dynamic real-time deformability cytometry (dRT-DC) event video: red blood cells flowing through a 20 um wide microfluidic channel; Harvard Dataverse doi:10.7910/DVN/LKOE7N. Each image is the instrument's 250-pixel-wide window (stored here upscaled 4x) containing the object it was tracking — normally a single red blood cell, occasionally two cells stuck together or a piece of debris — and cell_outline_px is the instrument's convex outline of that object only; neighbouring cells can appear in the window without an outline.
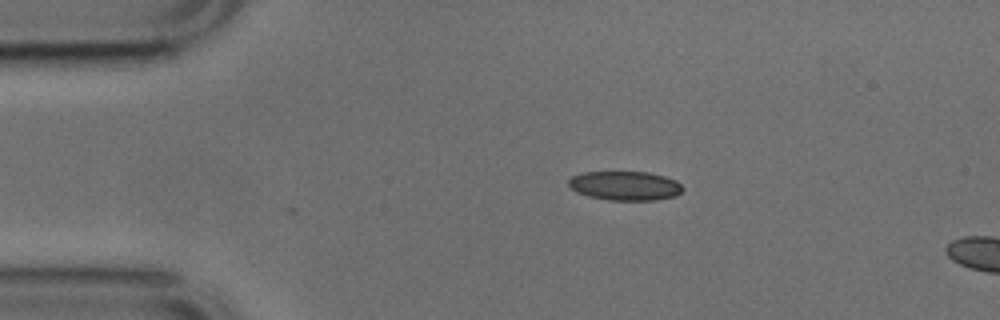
{"species": "common noctule bat (a hibernating species)", "species_latin": "Nyctalus noctula", "temperature_condition": "cold", "stored_images_in_passage": 7, "camera_frame_rate_fps": 3000, "um_per_image_px": 0.085, "animal": {"sex": "male", "body_mass_g": 17.9, "forearm_length_mm": 54.2}, "frame": {"image": 1, "passage_image": 7, "time_ms": 2.0, "image_size_px": [1000, 320], "cell_outline_px": [[684, 188], [676, 196], [656, 200], [608, 200], [588, 196], [576, 192], [568, 184], [568, 180], [572, 176], [580, 172], [648, 172], [664, 176], [676, 180]], "centroid_in_image_um": [53.12, 15.79], "position_along_channel_um": 31.9, "area_um2": 19.48}}